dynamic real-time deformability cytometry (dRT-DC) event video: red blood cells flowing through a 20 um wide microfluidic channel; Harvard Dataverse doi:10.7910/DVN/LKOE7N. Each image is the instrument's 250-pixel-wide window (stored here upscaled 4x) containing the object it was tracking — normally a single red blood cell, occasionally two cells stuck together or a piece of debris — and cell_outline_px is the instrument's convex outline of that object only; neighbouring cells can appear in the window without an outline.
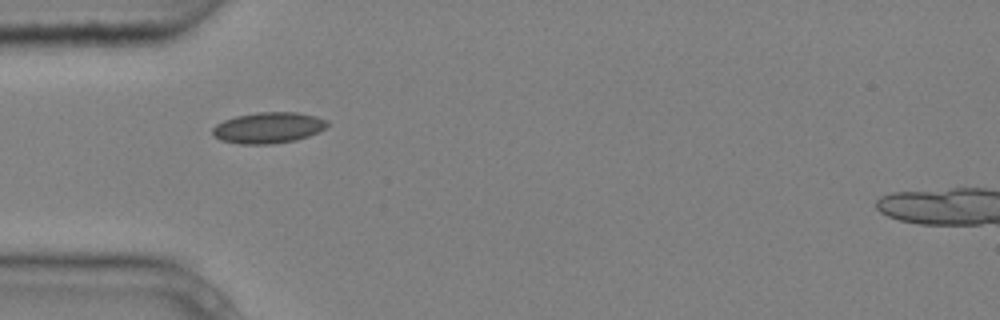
{"species": "common noctule bat (a hibernating species)", "species_latin": "Nyctalus noctula", "temperature_condition": "cold", "stored_images_in_passage": 8, "camera_frame_rate_fps": 3000, "um_per_image_px": 0.085, "animal": {"sex": "male", "body_mass_g": 20.4}, "frame": {"image": 1, "passage_image": 5, "time_ms": 1.333, "image_size_px": [1000, 320], "cell_outline_px": [[332, 124], [308, 136], [296, 140], [272, 144], [240, 144], [220, 140], [212, 136], [212, 128], [216, 124], [224, 120], [236, 116], [256, 112], [296, 112], [316, 116], [328, 120]], "centroid_in_image_um": [22.8, 10.85], "position_along_channel_um": 62.2, "area_um2": 20.92}}
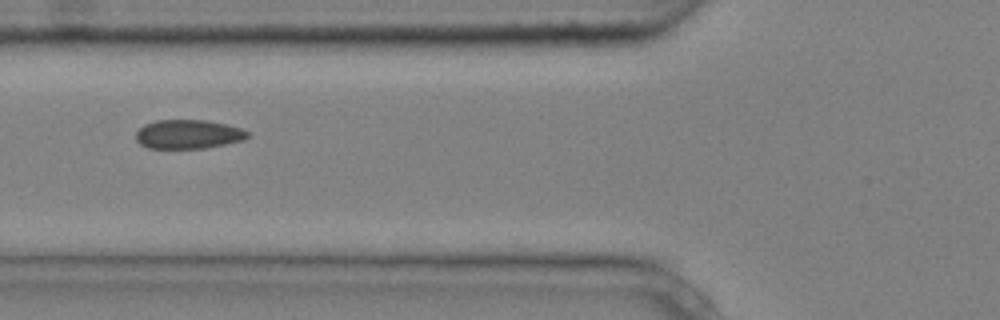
{"frame": {"image": 2, "passage_image": 6, "time_ms": 1.667, "image_size_px": [1000, 320], "cell_outline_px": [[252, 136], [244, 140], [204, 148], [148, 148], [140, 144], [136, 140], [136, 132], [144, 124], [156, 120], [208, 120], [240, 128], [248, 132]], "centroid_in_image_um": [16.0, 11.41], "position_along_channel_um": 109.8, "area_um2": 18.9}}